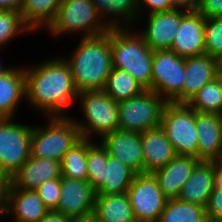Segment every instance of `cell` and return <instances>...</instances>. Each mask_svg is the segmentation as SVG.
I'll return each mask as SVG.
<instances>
[{
	"label": "cell",
	"mask_w": 222,
	"mask_h": 222,
	"mask_svg": "<svg viewBox=\"0 0 222 222\" xmlns=\"http://www.w3.org/2000/svg\"><path fill=\"white\" fill-rule=\"evenodd\" d=\"M24 70L26 105L43 117L67 116L79 92L64 58L50 57L34 66L25 65Z\"/></svg>",
	"instance_id": "6da1fadb"
},
{
	"label": "cell",
	"mask_w": 222,
	"mask_h": 222,
	"mask_svg": "<svg viewBox=\"0 0 222 222\" xmlns=\"http://www.w3.org/2000/svg\"><path fill=\"white\" fill-rule=\"evenodd\" d=\"M69 57H62L68 63L76 90H103L113 68L111 51V28L108 32L83 37Z\"/></svg>",
	"instance_id": "7a4b0ae2"
},
{
	"label": "cell",
	"mask_w": 222,
	"mask_h": 222,
	"mask_svg": "<svg viewBox=\"0 0 222 222\" xmlns=\"http://www.w3.org/2000/svg\"><path fill=\"white\" fill-rule=\"evenodd\" d=\"M113 67L127 71L145 90H151L154 51L134 27L111 28Z\"/></svg>",
	"instance_id": "3957f363"
},
{
	"label": "cell",
	"mask_w": 222,
	"mask_h": 222,
	"mask_svg": "<svg viewBox=\"0 0 222 222\" xmlns=\"http://www.w3.org/2000/svg\"><path fill=\"white\" fill-rule=\"evenodd\" d=\"M77 102L83 116L80 120L73 117V120L82 138L93 140L99 137L98 140H100L104 135L118 129V102L104 90L80 92Z\"/></svg>",
	"instance_id": "277c9868"
},
{
	"label": "cell",
	"mask_w": 222,
	"mask_h": 222,
	"mask_svg": "<svg viewBox=\"0 0 222 222\" xmlns=\"http://www.w3.org/2000/svg\"><path fill=\"white\" fill-rule=\"evenodd\" d=\"M46 125H32L31 156L62 161L82 137L73 116L43 117Z\"/></svg>",
	"instance_id": "5b68a950"
},
{
	"label": "cell",
	"mask_w": 222,
	"mask_h": 222,
	"mask_svg": "<svg viewBox=\"0 0 222 222\" xmlns=\"http://www.w3.org/2000/svg\"><path fill=\"white\" fill-rule=\"evenodd\" d=\"M91 0H62L54 21L45 30L57 39L70 34L83 37L102 35L109 31ZM69 34V35H68Z\"/></svg>",
	"instance_id": "8992f818"
},
{
	"label": "cell",
	"mask_w": 222,
	"mask_h": 222,
	"mask_svg": "<svg viewBox=\"0 0 222 222\" xmlns=\"http://www.w3.org/2000/svg\"><path fill=\"white\" fill-rule=\"evenodd\" d=\"M172 143L176 155L198 158V132L195 110L187 103L167 102L160 126Z\"/></svg>",
	"instance_id": "52a82bcc"
},
{
	"label": "cell",
	"mask_w": 222,
	"mask_h": 222,
	"mask_svg": "<svg viewBox=\"0 0 222 222\" xmlns=\"http://www.w3.org/2000/svg\"><path fill=\"white\" fill-rule=\"evenodd\" d=\"M166 101L151 90L118 102L119 130L142 133L161 126Z\"/></svg>",
	"instance_id": "ba28073f"
},
{
	"label": "cell",
	"mask_w": 222,
	"mask_h": 222,
	"mask_svg": "<svg viewBox=\"0 0 222 222\" xmlns=\"http://www.w3.org/2000/svg\"><path fill=\"white\" fill-rule=\"evenodd\" d=\"M185 58L170 50L154 51L151 91L166 102L183 103Z\"/></svg>",
	"instance_id": "9c48e42d"
},
{
	"label": "cell",
	"mask_w": 222,
	"mask_h": 222,
	"mask_svg": "<svg viewBox=\"0 0 222 222\" xmlns=\"http://www.w3.org/2000/svg\"><path fill=\"white\" fill-rule=\"evenodd\" d=\"M0 118V169L10 177L31 156L32 124Z\"/></svg>",
	"instance_id": "30bf717a"
},
{
	"label": "cell",
	"mask_w": 222,
	"mask_h": 222,
	"mask_svg": "<svg viewBox=\"0 0 222 222\" xmlns=\"http://www.w3.org/2000/svg\"><path fill=\"white\" fill-rule=\"evenodd\" d=\"M127 194L136 221L158 222L168 198L152 173L136 174Z\"/></svg>",
	"instance_id": "8fae6325"
},
{
	"label": "cell",
	"mask_w": 222,
	"mask_h": 222,
	"mask_svg": "<svg viewBox=\"0 0 222 222\" xmlns=\"http://www.w3.org/2000/svg\"><path fill=\"white\" fill-rule=\"evenodd\" d=\"M188 11L185 8L175 7L168 11L143 15L137 18L133 27L139 28L135 30L152 51L170 50L180 21ZM138 25L145 27L140 28Z\"/></svg>",
	"instance_id": "7c38bea8"
},
{
	"label": "cell",
	"mask_w": 222,
	"mask_h": 222,
	"mask_svg": "<svg viewBox=\"0 0 222 222\" xmlns=\"http://www.w3.org/2000/svg\"><path fill=\"white\" fill-rule=\"evenodd\" d=\"M96 191L88 181L61 176L60 203L55 211L68 219L93 213Z\"/></svg>",
	"instance_id": "4fadbf2b"
},
{
	"label": "cell",
	"mask_w": 222,
	"mask_h": 222,
	"mask_svg": "<svg viewBox=\"0 0 222 222\" xmlns=\"http://www.w3.org/2000/svg\"><path fill=\"white\" fill-rule=\"evenodd\" d=\"M170 51L181 58L205 53V17L198 10H189L182 17Z\"/></svg>",
	"instance_id": "5bb4252c"
},
{
	"label": "cell",
	"mask_w": 222,
	"mask_h": 222,
	"mask_svg": "<svg viewBox=\"0 0 222 222\" xmlns=\"http://www.w3.org/2000/svg\"><path fill=\"white\" fill-rule=\"evenodd\" d=\"M49 211L37 190H25L10 185L2 220L6 218L7 221L11 219V222H39Z\"/></svg>",
	"instance_id": "9a60e30c"
},
{
	"label": "cell",
	"mask_w": 222,
	"mask_h": 222,
	"mask_svg": "<svg viewBox=\"0 0 222 222\" xmlns=\"http://www.w3.org/2000/svg\"><path fill=\"white\" fill-rule=\"evenodd\" d=\"M107 153L133 169L144 173L141 133L117 129L100 140Z\"/></svg>",
	"instance_id": "2e32d148"
},
{
	"label": "cell",
	"mask_w": 222,
	"mask_h": 222,
	"mask_svg": "<svg viewBox=\"0 0 222 222\" xmlns=\"http://www.w3.org/2000/svg\"><path fill=\"white\" fill-rule=\"evenodd\" d=\"M198 159L218 161L222 155V115L195 111Z\"/></svg>",
	"instance_id": "e0dca14e"
},
{
	"label": "cell",
	"mask_w": 222,
	"mask_h": 222,
	"mask_svg": "<svg viewBox=\"0 0 222 222\" xmlns=\"http://www.w3.org/2000/svg\"><path fill=\"white\" fill-rule=\"evenodd\" d=\"M200 161L196 157L176 155L166 166L152 174L168 199L178 198L185 182L190 178Z\"/></svg>",
	"instance_id": "ac0fdd59"
},
{
	"label": "cell",
	"mask_w": 222,
	"mask_h": 222,
	"mask_svg": "<svg viewBox=\"0 0 222 222\" xmlns=\"http://www.w3.org/2000/svg\"><path fill=\"white\" fill-rule=\"evenodd\" d=\"M61 162L45 158H30L11 177V185L25 190H36L48 180L60 179Z\"/></svg>",
	"instance_id": "d6986e66"
},
{
	"label": "cell",
	"mask_w": 222,
	"mask_h": 222,
	"mask_svg": "<svg viewBox=\"0 0 222 222\" xmlns=\"http://www.w3.org/2000/svg\"><path fill=\"white\" fill-rule=\"evenodd\" d=\"M220 61L207 54L185 58L183 103H188L206 83L218 77Z\"/></svg>",
	"instance_id": "ffe728a7"
},
{
	"label": "cell",
	"mask_w": 222,
	"mask_h": 222,
	"mask_svg": "<svg viewBox=\"0 0 222 222\" xmlns=\"http://www.w3.org/2000/svg\"><path fill=\"white\" fill-rule=\"evenodd\" d=\"M141 144L144 173H153L163 168L176 156L172 143L161 127L142 132Z\"/></svg>",
	"instance_id": "44dd1931"
},
{
	"label": "cell",
	"mask_w": 222,
	"mask_h": 222,
	"mask_svg": "<svg viewBox=\"0 0 222 222\" xmlns=\"http://www.w3.org/2000/svg\"><path fill=\"white\" fill-rule=\"evenodd\" d=\"M217 162L201 160L185 182L178 199L206 207L215 185Z\"/></svg>",
	"instance_id": "7402d4cb"
},
{
	"label": "cell",
	"mask_w": 222,
	"mask_h": 222,
	"mask_svg": "<svg viewBox=\"0 0 222 222\" xmlns=\"http://www.w3.org/2000/svg\"><path fill=\"white\" fill-rule=\"evenodd\" d=\"M25 93L24 66H14L0 77V118H14Z\"/></svg>",
	"instance_id": "603a6c76"
},
{
	"label": "cell",
	"mask_w": 222,
	"mask_h": 222,
	"mask_svg": "<svg viewBox=\"0 0 222 222\" xmlns=\"http://www.w3.org/2000/svg\"><path fill=\"white\" fill-rule=\"evenodd\" d=\"M136 172L117 158L109 155L103 146V171L101 187L96 195L127 193Z\"/></svg>",
	"instance_id": "cb8c5ba5"
},
{
	"label": "cell",
	"mask_w": 222,
	"mask_h": 222,
	"mask_svg": "<svg viewBox=\"0 0 222 222\" xmlns=\"http://www.w3.org/2000/svg\"><path fill=\"white\" fill-rule=\"evenodd\" d=\"M109 28L133 27L138 18L137 0H91Z\"/></svg>",
	"instance_id": "d4e9b609"
},
{
	"label": "cell",
	"mask_w": 222,
	"mask_h": 222,
	"mask_svg": "<svg viewBox=\"0 0 222 222\" xmlns=\"http://www.w3.org/2000/svg\"><path fill=\"white\" fill-rule=\"evenodd\" d=\"M93 213L99 222H134L135 217L127 193L96 195Z\"/></svg>",
	"instance_id": "484cf974"
},
{
	"label": "cell",
	"mask_w": 222,
	"mask_h": 222,
	"mask_svg": "<svg viewBox=\"0 0 222 222\" xmlns=\"http://www.w3.org/2000/svg\"><path fill=\"white\" fill-rule=\"evenodd\" d=\"M61 3L62 0H24L20 15L33 33L45 31L54 21Z\"/></svg>",
	"instance_id": "4316f807"
},
{
	"label": "cell",
	"mask_w": 222,
	"mask_h": 222,
	"mask_svg": "<svg viewBox=\"0 0 222 222\" xmlns=\"http://www.w3.org/2000/svg\"><path fill=\"white\" fill-rule=\"evenodd\" d=\"M158 222H208L205 207L182 201L168 199Z\"/></svg>",
	"instance_id": "83f0119b"
},
{
	"label": "cell",
	"mask_w": 222,
	"mask_h": 222,
	"mask_svg": "<svg viewBox=\"0 0 222 222\" xmlns=\"http://www.w3.org/2000/svg\"><path fill=\"white\" fill-rule=\"evenodd\" d=\"M103 90L119 102L135 97L145 89L127 71L113 67Z\"/></svg>",
	"instance_id": "f1b7e54d"
},
{
	"label": "cell",
	"mask_w": 222,
	"mask_h": 222,
	"mask_svg": "<svg viewBox=\"0 0 222 222\" xmlns=\"http://www.w3.org/2000/svg\"><path fill=\"white\" fill-rule=\"evenodd\" d=\"M87 149L88 139L81 138L67 151L61 161L62 176L88 181Z\"/></svg>",
	"instance_id": "f546056e"
},
{
	"label": "cell",
	"mask_w": 222,
	"mask_h": 222,
	"mask_svg": "<svg viewBox=\"0 0 222 222\" xmlns=\"http://www.w3.org/2000/svg\"><path fill=\"white\" fill-rule=\"evenodd\" d=\"M197 112L222 115V85L219 77L206 83L187 103Z\"/></svg>",
	"instance_id": "4dcf8cb0"
},
{
	"label": "cell",
	"mask_w": 222,
	"mask_h": 222,
	"mask_svg": "<svg viewBox=\"0 0 222 222\" xmlns=\"http://www.w3.org/2000/svg\"><path fill=\"white\" fill-rule=\"evenodd\" d=\"M21 34L31 35L33 31L23 22L20 12L0 10V49L12 43L14 38L21 37Z\"/></svg>",
	"instance_id": "1f68e13d"
},
{
	"label": "cell",
	"mask_w": 222,
	"mask_h": 222,
	"mask_svg": "<svg viewBox=\"0 0 222 222\" xmlns=\"http://www.w3.org/2000/svg\"><path fill=\"white\" fill-rule=\"evenodd\" d=\"M88 182L95 191L101 187L103 171V145L100 141L88 139L87 149Z\"/></svg>",
	"instance_id": "d6a6232c"
},
{
	"label": "cell",
	"mask_w": 222,
	"mask_h": 222,
	"mask_svg": "<svg viewBox=\"0 0 222 222\" xmlns=\"http://www.w3.org/2000/svg\"><path fill=\"white\" fill-rule=\"evenodd\" d=\"M205 54L222 59V16L205 18Z\"/></svg>",
	"instance_id": "836d02e7"
},
{
	"label": "cell",
	"mask_w": 222,
	"mask_h": 222,
	"mask_svg": "<svg viewBox=\"0 0 222 222\" xmlns=\"http://www.w3.org/2000/svg\"><path fill=\"white\" fill-rule=\"evenodd\" d=\"M207 220L222 222V166L216 163L215 185L205 207Z\"/></svg>",
	"instance_id": "e575fe53"
},
{
	"label": "cell",
	"mask_w": 222,
	"mask_h": 222,
	"mask_svg": "<svg viewBox=\"0 0 222 222\" xmlns=\"http://www.w3.org/2000/svg\"><path fill=\"white\" fill-rule=\"evenodd\" d=\"M40 199L51 210H56L60 203V179L48 180L37 189Z\"/></svg>",
	"instance_id": "d590c367"
},
{
	"label": "cell",
	"mask_w": 222,
	"mask_h": 222,
	"mask_svg": "<svg viewBox=\"0 0 222 222\" xmlns=\"http://www.w3.org/2000/svg\"><path fill=\"white\" fill-rule=\"evenodd\" d=\"M138 17L175 8L172 0H137Z\"/></svg>",
	"instance_id": "8d00e7d4"
},
{
	"label": "cell",
	"mask_w": 222,
	"mask_h": 222,
	"mask_svg": "<svg viewBox=\"0 0 222 222\" xmlns=\"http://www.w3.org/2000/svg\"><path fill=\"white\" fill-rule=\"evenodd\" d=\"M197 10L205 18L222 16V0H200Z\"/></svg>",
	"instance_id": "74e56055"
},
{
	"label": "cell",
	"mask_w": 222,
	"mask_h": 222,
	"mask_svg": "<svg viewBox=\"0 0 222 222\" xmlns=\"http://www.w3.org/2000/svg\"><path fill=\"white\" fill-rule=\"evenodd\" d=\"M11 185V177L0 169V210L6 207L9 188Z\"/></svg>",
	"instance_id": "f35d334b"
},
{
	"label": "cell",
	"mask_w": 222,
	"mask_h": 222,
	"mask_svg": "<svg viewBox=\"0 0 222 222\" xmlns=\"http://www.w3.org/2000/svg\"><path fill=\"white\" fill-rule=\"evenodd\" d=\"M24 4V0H0V10H21Z\"/></svg>",
	"instance_id": "ab89813d"
},
{
	"label": "cell",
	"mask_w": 222,
	"mask_h": 222,
	"mask_svg": "<svg viewBox=\"0 0 222 222\" xmlns=\"http://www.w3.org/2000/svg\"><path fill=\"white\" fill-rule=\"evenodd\" d=\"M68 218L61 213L51 210L39 222H68Z\"/></svg>",
	"instance_id": "60d3db41"
},
{
	"label": "cell",
	"mask_w": 222,
	"mask_h": 222,
	"mask_svg": "<svg viewBox=\"0 0 222 222\" xmlns=\"http://www.w3.org/2000/svg\"><path fill=\"white\" fill-rule=\"evenodd\" d=\"M175 7L185 8L188 10H197L200 0H172Z\"/></svg>",
	"instance_id": "b9f144b4"
},
{
	"label": "cell",
	"mask_w": 222,
	"mask_h": 222,
	"mask_svg": "<svg viewBox=\"0 0 222 222\" xmlns=\"http://www.w3.org/2000/svg\"><path fill=\"white\" fill-rule=\"evenodd\" d=\"M68 222H99L98 218L94 213H90L83 216H78L74 218H70Z\"/></svg>",
	"instance_id": "7bdbcfd3"
},
{
	"label": "cell",
	"mask_w": 222,
	"mask_h": 222,
	"mask_svg": "<svg viewBox=\"0 0 222 222\" xmlns=\"http://www.w3.org/2000/svg\"><path fill=\"white\" fill-rule=\"evenodd\" d=\"M11 68L12 66L9 67L8 65L4 67L3 62L1 63L0 61V77L7 73Z\"/></svg>",
	"instance_id": "ee69618b"
},
{
	"label": "cell",
	"mask_w": 222,
	"mask_h": 222,
	"mask_svg": "<svg viewBox=\"0 0 222 222\" xmlns=\"http://www.w3.org/2000/svg\"><path fill=\"white\" fill-rule=\"evenodd\" d=\"M218 77L220 78L221 85H222V70H219Z\"/></svg>",
	"instance_id": "f6af8a7d"
},
{
	"label": "cell",
	"mask_w": 222,
	"mask_h": 222,
	"mask_svg": "<svg viewBox=\"0 0 222 222\" xmlns=\"http://www.w3.org/2000/svg\"><path fill=\"white\" fill-rule=\"evenodd\" d=\"M218 163L222 166V155L221 158L218 160Z\"/></svg>",
	"instance_id": "bcb514c9"
},
{
	"label": "cell",
	"mask_w": 222,
	"mask_h": 222,
	"mask_svg": "<svg viewBox=\"0 0 222 222\" xmlns=\"http://www.w3.org/2000/svg\"><path fill=\"white\" fill-rule=\"evenodd\" d=\"M0 222H3L2 220V211L0 210Z\"/></svg>",
	"instance_id": "7dc6e473"
},
{
	"label": "cell",
	"mask_w": 222,
	"mask_h": 222,
	"mask_svg": "<svg viewBox=\"0 0 222 222\" xmlns=\"http://www.w3.org/2000/svg\"><path fill=\"white\" fill-rule=\"evenodd\" d=\"M219 70H222V59L220 60V69Z\"/></svg>",
	"instance_id": "c3c4849f"
}]
</instances>
